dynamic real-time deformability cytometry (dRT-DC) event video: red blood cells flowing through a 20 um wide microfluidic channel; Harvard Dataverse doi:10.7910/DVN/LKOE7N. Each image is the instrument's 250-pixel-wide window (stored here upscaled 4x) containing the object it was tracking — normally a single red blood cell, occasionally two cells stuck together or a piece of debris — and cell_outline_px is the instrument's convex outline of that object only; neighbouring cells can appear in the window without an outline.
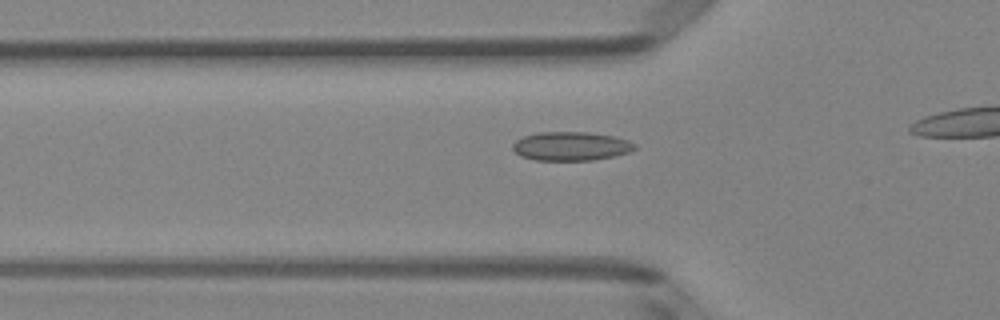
{"species": "Egyptian fruit bat (a non-hibernating species)", "species_latin": "Rousettus aegyptiacus", "temperature_condition": "room temperature", "stored_images_in_passage": 37, "camera_frame_rate_fps": 3000, "um_per_image_px": 0.085, "animal": {"sex": "female"}, "frame": {"image": 1, "passage_image": 13, "time_ms": 4.0, "image_size_px": [1000, 320], "cell_outline_px": [[636, 148], [628, 152], [612, 156], [592, 160], [536, 160], [520, 156], [512, 148], [512, 144], [516, 140], [524, 136], [536, 132], [588, 132], [612, 136], [628, 140], [636, 144]], "centroid_in_image_um": [48.5, 12.42], "position_along_channel_um": 77.3, "area_um2": 20.4}}
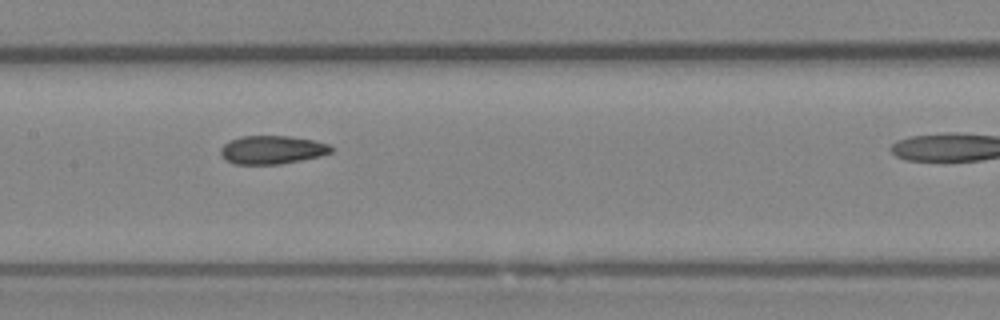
{"frame": {"image": 2, "passage_image": 21, "time_ms": 6.667, "image_size_px": [1000, 320], "cell_outline_px": [[332, 152], [320, 156], [280, 164], [236, 164], [224, 160], [220, 156], [220, 148], [228, 140], [240, 136], [288, 136], [312, 140], [328, 144], [332, 148]], "centroid_in_image_um": [23.06, 12.73], "position_along_channel_um": 184.3, "area_um2": 18.32}}
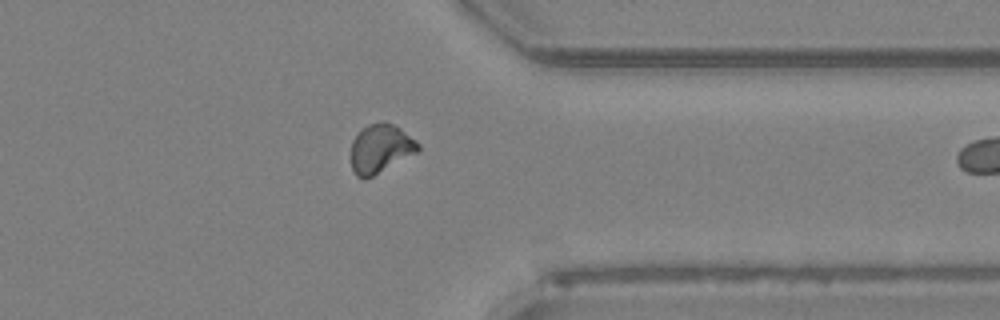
{"frame": {"image": 3, "passage_image": 36, "time_ms": 11.667, "image_size_px": [1000, 320], "cell_outline_px": [[420, 148], [416, 152], [372, 176], [364, 180], [356, 176], [352, 168], [352, 140], [360, 128], [368, 124], [384, 120], [400, 128], [416, 140], [420, 144]], "centroid_in_image_um": [32.32, 12.6], "position_along_channel_um": 379.1, "area_um2": 18.96}}